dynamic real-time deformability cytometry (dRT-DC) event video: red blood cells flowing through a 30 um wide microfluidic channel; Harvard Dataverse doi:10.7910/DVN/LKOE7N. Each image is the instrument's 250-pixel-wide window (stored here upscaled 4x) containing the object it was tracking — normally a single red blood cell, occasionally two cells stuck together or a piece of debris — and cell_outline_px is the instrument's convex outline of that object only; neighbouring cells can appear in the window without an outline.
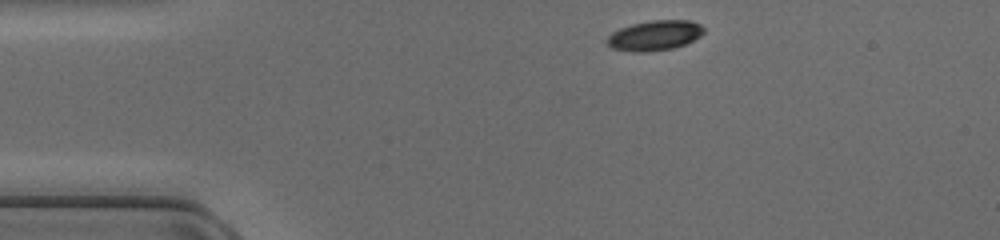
{"species": "common noctule bat (a hibernating species)", "species_latin": "Nyctalus noctula", "temperature_condition": "cold", "stored_images_in_passage": 40, "camera_frame_rate_fps": 3000, "um_per_image_px": 0.085, "animal": {"sex": "female", "body_mass_g": 17.0, "forearm_length_mm": 48.0}, "frame": {"image": 1, "passage_image": 1, "time_ms": 0.0, "image_size_px": [1000, 240], "cell_outline_px": [[704, 32], [700, 36], [684, 44], [672, 48], [644, 52], [636, 52], [612, 48], [608, 44], [608, 36], [612, 32], [620, 28], [632, 24], [652, 20], [692, 20], [700, 24], [704, 28]], "centroid_in_image_um": [55.66, 3.0], "position_along_channel_um": 29.3, "area_um2": 16.76}}
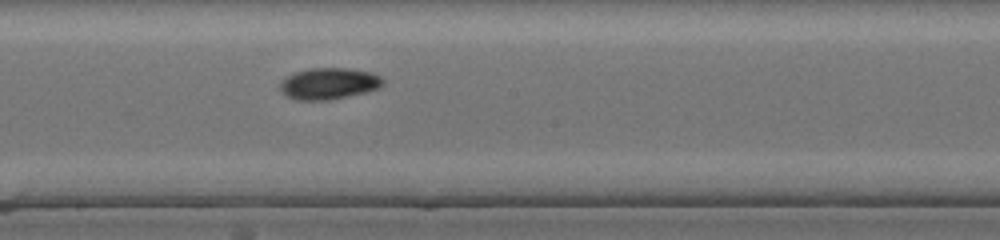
{"frame": {"image": 2, "passage_image": 18, "time_ms": 5.667, "image_size_px": [1000, 240], "cell_outline_px": [[384, 84], [376, 88], [364, 92], [348, 96], [328, 100], [296, 100], [280, 92], [280, 80], [296, 72], [308, 68], [344, 68], [372, 72], [380, 76], [384, 80]], "centroid_in_image_um": [27.92, 7.1], "position_along_channel_um": 220.3, "area_um2": 18.79}}
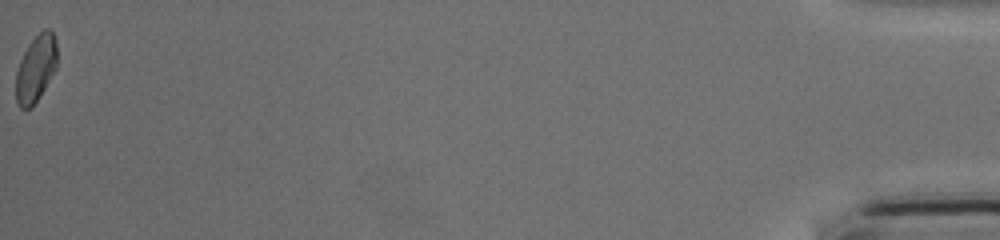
{"frame": {"image": 3, "passage_image": 40, "time_ms": 13.0, "image_size_px": [1000, 240], "cell_outline_px": [[56, 68], [40, 96], [28, 108], [20, 108], [16, 104], [16, 72], [20, 60], [28, 44], [44, 28], [52, 28], [56, 40]], "centroid_in_image_um": [3.04, 5.79], "position_along_channel_um": 432.2, "area_um2": 15.95}}